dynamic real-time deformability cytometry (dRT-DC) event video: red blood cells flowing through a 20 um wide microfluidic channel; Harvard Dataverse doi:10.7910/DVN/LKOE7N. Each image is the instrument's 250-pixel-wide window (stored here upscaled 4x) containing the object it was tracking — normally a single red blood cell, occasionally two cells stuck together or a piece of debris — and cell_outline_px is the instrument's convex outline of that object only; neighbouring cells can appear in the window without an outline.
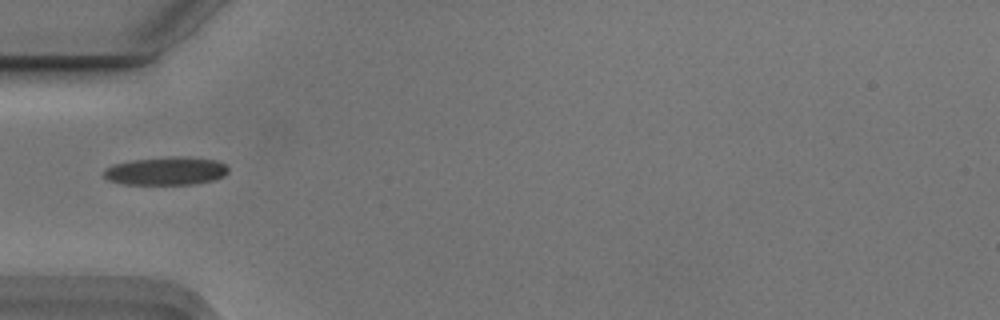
{"species": "Egyptian fruit bat (a non-hibernating species)", "species_latin": "Rousettus aegyptiacus", "temperature_condition": "cold", "stored_images_in_passage": 10, "camera_frame_rate_fps": 3000, "um_per_image_px": 0.085, "animal": {"sex": "male"}, "frame": {"image": 1, "passage_image": 1, "time_ms": 0.0, "image_size_px": [1000, 320], "cell_outline_px": [[228, 172], [224, 176], [212, 180], [192, 184], [124, 184], [108, 180], [104, 176], [104, 168], [112, 164], [132, 160], [172, 156], [180, 156], [216, 160], [224, 164], [228, 168]], "centroid_in_image_um": [14.09, 14.53], "position_along_channel_um": 70.9, "area_um2": 20.4}}
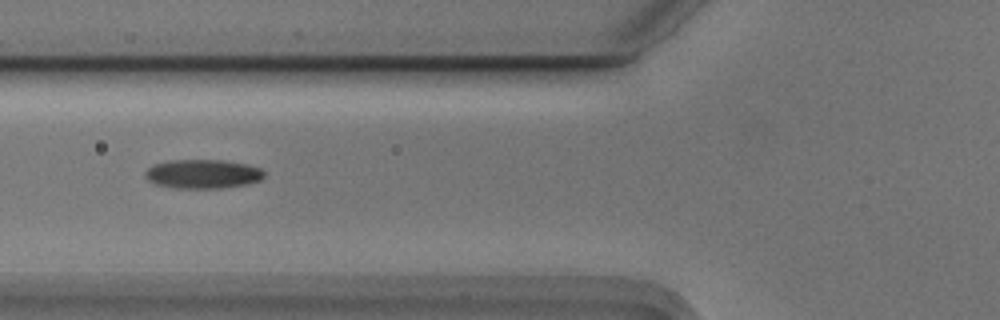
{"frame": {"image": 2, "passage_image": 4, "time_ms": 1.0, "image_size_px": [1000, 320], "cell_outline_px": [[264, 176], [260, 180], [248, 184], [220, 188], [176, 188], [156, 184], [148, 180], [144, 176], [144, 172], [148, 168], [156, 164], [172, 160], [220, 160], [248, 164], [260, 168], [264, 172]], "centroid_in_image_um": [17.24, 14.79], "position_along_channel_um": 108.6, "area_um2": 20.06}}
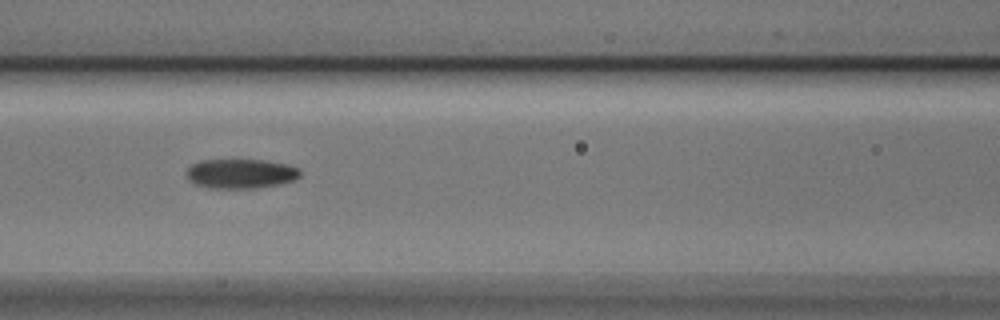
{"frame": {"image": 3, "passage_image": 7, "time_ms": 2.0, "image_size_px": [1000, 320], "cell_outline_px": [[300, 176], [296, 180], [280, 184], [256, 188], [208, 188], [196, 184], [188, 180], [188, 168], [192, 164], [200, 160], [264, 160], [288, 164], [300, 168]], "centroid_in_image_um": [20.5, 14.76], "position_along_channel_um": 146.1, "area_um2": 19.65}}